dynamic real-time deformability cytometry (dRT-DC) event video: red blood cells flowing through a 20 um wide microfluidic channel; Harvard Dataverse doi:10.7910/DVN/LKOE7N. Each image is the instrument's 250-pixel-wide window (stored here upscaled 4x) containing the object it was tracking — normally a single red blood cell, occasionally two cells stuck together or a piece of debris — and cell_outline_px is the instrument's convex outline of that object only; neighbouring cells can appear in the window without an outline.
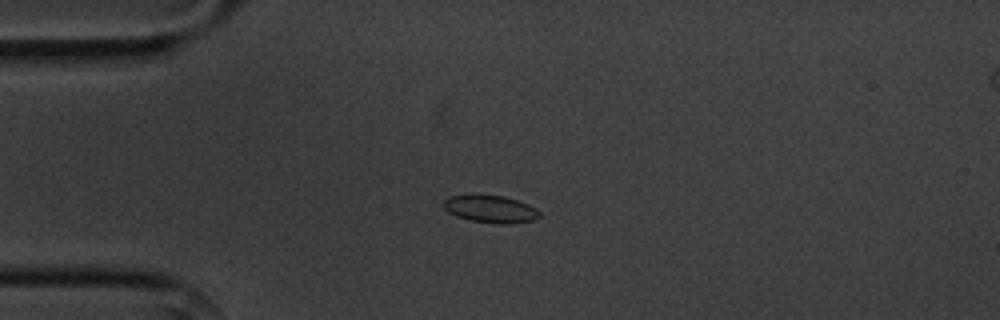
{"species": "common noctule bat (a hibernating species)", "species_latin": "Nyctalus noctula", "temperature_condition": "cold", "stored_images_in_passage": 3, "camera_frame_rate_fps": 3000, "um_per_image_px": 0.085, "animal": {"sex": "male", "body_mass_g": 20.1, "forearm_length_mm": 53.5}, "frame": {"image": 1, "passage_image": 3, "time_ms": 2.667, "image_size_px": [1000, 320], "cell_outline_px": [[540, 216], [532, 220], [508, 224], [500, 224], [472, 220], [456, 216], [448, 212], [444, 208], [444, 200], [448, 196], [504, 196], [528, 204], [536, 208], [540, 212]], "centroid_in_image_um": [41.71, 17.78], "position_along_channel_um": 43.3, "area_um2": 14.91}}